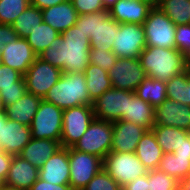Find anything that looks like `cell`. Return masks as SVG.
Masks as SVG:
<instances>
[{
  "label": "cell",
  "mask_w": 190,
  "mask_h": 190,
  "mask_svg": "<svg viewBox=\"0 0 190 190\" xmlns=\"http://www.w3.org/2000/svg\"><path fill=\"white\" fill-rule=\"evenodd\" d=\"M177 190H190V174L186 178L178 181Z\"/></svg>",
  "instance_id": "50"
},
{
  "label": "cell",
  "mask_w": 190,
  "mask_h": 190,
  "mask_svg": "<svg viewBox=\"0 0 190 190\" xmlns=\"http://www.w3.org/2000/svg\"><path fill=\"white\" fill-rule=\"evenodd\" d=\"M154 126L177 127L190 132V106L167 98L155 107Z\"/></svg>",
  "instance_id": "16"
},
{
  "label": "cell",
  "mask_w": 190,
  "mask_h": 190,
  "mask_svg": "<svg viewBox=\"0 0 190 190\" xmlns=\"http://www.w3.org/2000/svg\"><path fill=\"white\" fill-rule=\"evenodd\" d=\"M75 25L88 34L90 48L112 51L119 23L110 16L109 10L78 15Z\"/></svg>",
  "instance_id": "4"
},
{
  "label": "cell",
  "mask_w": 190,
  "mask_h": 190,
  "mask_svg": "<svg viewBox=\"0 0 190 190\" xmlns=\"http://www.w3.org/2000/svg\"><path fill=\"white\" fill-rule=\"evenodd\" d=\"M39 178V169L19 155L13 160L5 182L4 190H29Z\"/></svg>",
  "instance_id": "18"
},
{
  "label": "cell",
  "mask_w": 190,
  "mask_h": 190,
  "mask_svg": "<svg viewBox=\"0 0 190 190\" xmlns=\"http://www.w3.org/2000/svg\"><path fill=\"white\" fill-rule=\"evenodd\" d=\"M66 1L67 0H30V4L40 10H43Z\"/></svg>",
  "instance_id": "48"
},
{
  "label": "cell",
  "mask_w": 190,
  "mask_h": 190,
  "mask_svg": "<svg viewBox=\"0 0 190 190\" xmlns=\"http://www.w3.org/2000/svg\"><path fill=\"white\" fill-rule=\"evenodd\" d=\"M189 80V70L166 81L167 98L182 105L183 85Z\"/></svg>",
  "instance_id": "36"
},
{
  "label": "cell",
  "mask_w": 190,
  "mask_h": 190,
  "mask_svg": "<svg viewBox=\"0 0 190 190\" xmlns=\"http://www.w3.org/2000/svg\"><path fill=\"white\" fill-rule=\"evenodd\" d=\"M118 0H103L104 8L109 10Z\"/></svg>",
  "instance_id": "51"
},
{
  "label": "cell",
  "mask_w": 190,
  "mask_h": 190,
  "mask_svg": "<svg viewBox=\"0 0 190 190\" xmlns=\"http://www.w3.org/2000/svg\"><path fill=\"white\" fill-rule=\"evenodd\" d=\"M17 37L18 36L11 25L0 23V52L4 50L7 43L12 42Z\"/></svg>",
  "instance_id": "43"
},
{
  "label": "cell",
  "mask_w": 190,
  "mask_h": 190,
  "mask_svg": "<svg viewBox=\"0 0 190 190\" xmlns=\"http://www.w3.org/2000/svg\"><path fill=\"white\" fill-rule=\"evenodd\" d=\"M61 148L60 141L31 138L28 144L22 149L19 156L39 169Z\"/></svg>",
  "instance_id": "23"
},
{
  "label": "cell",
  "mask_w": 190,
  "mask_h": 190,
  "mask_svg": "<svg viewBox=\"0 0 190 190\" xmlns=\"http://www.w3.org/2000/svg\"><path fill=\"white\" fill-rule=\"evenodd\" d=\"M158 169L179 181L190 174V157L164 153Z\"/></svg>",
  "instance_id": "31"
},
{
  "label": "cell",
  "mask_w": 190,
  "mask_h": 190,
  "mask_svg": "<svg viewBox=\"0 0 190 190\" xmlns=\"http://www.w3.org/2000/svg\"><path fill=\"white\" fill-rule=\"evenodd\" d=\"M151 130L164 153H173L190 134L177 127L153 126Z\"/></svg>",
  "instance_id": "29"
},
{
  "label": "cell",
  "mask_w": 190,
  "mask_h": 190,
  "mask_svg": "<svg viewBox=\"0 0 190 190\" xmlns=\"http://www.w3.org/2000/svg\"><path fill=\"white\" fill-rule=\"evenodd\" d=\"M173 153L178 157H190V134Z\"/></svg>",
  "instance_id": "47"
},
{
  "label": "cell",
  "mask_w": 190,
  "mask_h": 190,
  "mask_svg": "<svg viewBox=\"0 0 190 190\" xmlns=\"http://www.w3.org/2000/svg\"><path fill=\"white\" fill-rule=\"evenodd\" d=\"M103 169L121 188L148 172L137 155L132 152L120 153L111 151L103 159Z\"/></svg>",
  "instance_id": "6"
},
{
  "label": "cell",
  "mask_w": 190,
  "mask_h": 190,
  "mask_svg": "<svg viewBox=\"0 0 190 190\" xmlns=\"http://www.w3.org/2000/svg\"><path fill=\"white\" fill-rule=\"evenodd\" d=\"M78 15L99 12L104 8L103 0H71Z\"/></svg>",
  "instance_id": "41"
},
{
  "label": "cell",
  "mask_w": 190,
  "mask_h": 190,
  "mask_svg": "<svg viewBox=\"0 0 190 190\" xmlns=\"http://www.w3.org/2000/svg\"><path fill=\"white\" fill-rule=\"evenodd\" d=\"M85 79L87 85V91L90 98L95 101L104 92L110 90L113 86L111 79L109 78L108 71L103 70L97 65L88 64L85 69Z\"/></svg>",
  "instance_id": "27"
},
{
  "label": "cell",
  "mask_w": 190,
  "mask_h": 190,
  "mask_svg": "<svg viewBox=\"0 0 190 190\" xmlns=\"http://www.w3.org/2000/svg\"><path fill=\"white\" fill-rule=\"evenodd\" d=\"M29 190H73L69 184H52L40 178L31 186Z\"/></svg>",
  "instance_id": "44"
},
{
  "label": "cell",
  "mask_w": 190,
  "mask_h": 190,
  "mask_svg": "<svg viewBox=\"0 0 190 190\" xmlns=\"http://www.w3.org/2000/svg\"><path fill=\"white\" fill-rule=\"evenodd\" d=\"M42 18L46 24L62 34L65 30L74 26L77 22L78 13L73 7L71 0L51 6L42 10Z\"/></svg>",
  "instance_id": "22"
},
{
  "label": "cell",
  "mask_w": 190,
  "mask_h": 190,
  "mask_svg": "<svg viewBox=\"0 0 190 190\" xmlns=\"http://www.w3.org/2000/svg\"><path fill=\"white\" fill-rule=\"evenodd\" d=\"M143 27L146 46L175 48L176 25L157 5L149 11Z\"/></svg>",
  "instance_id": "5"
},
{
  "label": "cell",
  "mask_w": 190,
  "mask_h": 190,
  "mask_svg": "<svg viewBox=\"0 0 190 190\" xmlns=\"http://www.w3.org/2000/svg\"><path fill=\"white\" fill-rule=\"evenodd\" d=\"M135 94L155 108L167 99L166 82L146 76Z\"/></svg>",
  "instance_id": "28"
},
{
  "label": "cell",
  "mask_w": 190,
  "mask_h": 190,
  "mask_svg": "<svg viewBox=\"0 0 190 190\" xmlns=\"http://www.w3.org/2000/svg\"><path fill=\"white\" fill-rule=\"evenodd\" d=\"M69 167V148L62 147L39 168V178L52 184H69Z\"/></svg>",
  "instance_id": "21"
},
{
  "label": "cell",
  "mask_w": 190,
  "mask_h": 190,
  "mask_svg": "<svg viewBox=\"0 0 190 190\" xmlns=\"http://www.w3.org/2000/svg\"><path fill=\"white\" fill-rule=\"evenodd\" d=\"M175 48L183 55L190 49V24L176 26Z\"/></svg>",
  "instance_id": "40"
},
{
  "label": "cell",
  "mask_w": 190,
  "mask_h": 190,
  "mask_svg": "<svg viewBox=\"0 0 190 190\" xmlns=\"http://www.w3.org/2000/svg\"><path fill=\"white\" fill-rule=\"evenodd\" d=\"M119 184L104 170L101 169L90 182L81 190H120Z\"/></svg>",
  "instance_id": "37"
},
{
  "label": "cell",
  "mask_w": 190,
  "mask_h": 190,
  "mask_svg": "<svg viewBox=\"0 0 190 190\" xmlns=\"http://www.w3.org/2000/svg\"><path fill=\"white\" fill-rule=\"evenodd\" d=\"M30 140L31 129L29 126L10 119H7L5 124L1 125L0 150L12 156H17Z\"/></svg>",
  "instance_id": "20"
},
{
  "label": "cell",
  "mask_w": 190,
  "mask_h": 190,
  "mask_svg": "<svg viewBox=\"0 0 190 190\" xmlns=\"http://www.w3.org/2000/svg\"><path fill=\"white\" fill-rule=\"evenodd\" d=\"M95 119L93 106L81 105L63 110L60 143L64 148L73 147Z\"/></svg>",
  "instance_id": "9"
},
{
  "label": "cell",
  "mask_w": 190,
  "mask_h": 190,
  "mask_svg": "<svg viewBox=\"0 0 190 190\" xmlns=\"http://www.w3.org/2000/svg\"><path fill=\"white\" fill-rule=\"evenodd\" d=\"M157 6L176 26L190 24V0H162Z\"/></svg>",
  "instance_id": "33"
},
{
  "label": "cell",
  "mask_w": 190,
  "mask_h": 190,
  "mask_svg": "<svg viewBox=\"0 0 190 190\" xmlns=\"http://www.w3.org/2000/svg\"><path fill=\"white\" fill-rule=\"evenodd\" d=\"M62 123L63 110L42 99L30 126L31 138L60 141Z\"/></svg>",
  "instance_id": "8"
},
{
  "label": "cell",
  "mask_w": 190,
  "mask_h": 190,
  "mask_svg": "<svg viewBox=\"0 0 190 190\" xmlns=\"http://www.w3.org/2000/svg\"><path fill=\"white\" fill-rule=\"evenodd\" d=\"M37 57L27 40L21 37L7 43L4 50L0 52L1 64L17 70L22 75L27 72Z\"/></svg>",
  "instance_id": "15"
},
{
  "label": "cell",
  "mask_w": 190,
  "mask_h": 190,
  "mask_svg": "<svg viewBox=\"0 0 190 190\" xmlns=\"http://www.w3.org/2000/svg\"><path fill=\"white\" fill-rule=\"evenodd\" d=\"M46 102L52 103L62 110L81 105H93L87 91L84 73H63L58 82L53 85L45 97Z\"/></svg>",
  "instance_id": "3"
},
{
  "label": "cell",
  "mask_w": 190,
  "mask_h": 190,
  "mask_svg": "<svg viewBox=\"0 0 190 190\" xmlns=\"http://www.w3.org/2000/svg\"><path fill=\"white\" fill-rule=\"evenodd\" d=\"M41 100L42 98L26 92L14 104L6 106L4 108V114L7 119L30 127Z\"/></svg>",
  "instance_id": "24"
},
{
  "label": "cell",
  "mask_w": 190,
  "mask_h": 190,
  "mask_svg": "<svg viewBox=\"0 0 190 190\" xmlns=\"http://www.w3.org/2000/svg\"><path fill=\"white\" fill-rule=\"evenodd\" d=\"M149 190H177L178 180L159 169L148 171Z\"/></svg>",
  "instance_id": "35"
},
{
  "label": "cell",
  "mask_w": 190,
  "mask_h": 190,
  "mask_svg": "<svg viewBox=\"0 0 190 190\" xmlns=\"http://www.w3.org/2000/svg\"><path fill=\"white\" fill-rule=\"evenodd\" d=\"M23 75L13 68L0 64V90L2 87L15 86Z\"/></svg>",
  "instance_id": "42"
},
{
  "label": "cell",
  "mask_w": 190,
  "mask_h": 190,
  "mask_svg": "<svg viewBox=\"0 0 190 190\" xmlns=\"http://www.w3.org/2000/svg\"><path fill=\"white\" fill-rule=\"evenodd\" d=\"M70 178L69 185L73 190H81L103 169V159L99 156L83 153L69 148Z\"/></svg>",
  "instance_id": "10"
},
{
  "label": "cell",
  "mask_w": 190,
  "mask_h": 190,
  "mask_svg": "<svg viewBox=\"0 0 190 190\" xmlns=\"http://www.w3.org/2000/svg\"><path fill=\"white\" fill-rule=\"evenodd\" d=\"M2 114H4V106H3L2 99L0 96V115H2Z\"/></svg>",
  "instance_id": "54"
},
{
  "label": "cell",
  "mask_w": 190,
  "mask_h": 190,
  "mask_svg": "<svg viewBox=\"0 0 190 190\" xmlns=\"http://www.w3.org/2000/svg\"><path fill=\"white\" fill-rule=\"evenodd\" d=\"M182 105L190 106V70H189V80L183 85Z\"/></svg>",
  "instance_id": "49"
},
{
  "label": "cell",
  "mask_w": 190,
  "mask_h": 190,
  "mask_svg": "<svg viewBox=\"0 0 190 190\" xmlns=\"http://www.w3.org/2000/svg\"><path fill=\"white\" fill-rule=\"evenodd\" d=\"M130 91L112 87L93 102L95 119L115 122L128 115Z\"/></svg>",
  "instance_id": "12"
},
{
  "label": "cell",
  "mask_w": 190,
  "mask_h": 190,
  "mask_svg": "<svg viewBox=\"0 0 190 190\" xmlns=\"http://www.w3.org/2000/svg\"><path fill=\"white\" fill-rule=\"evenodd\" d=\"M113 123L94 119L73 149L104 159L111 152Z\"/></svg>",
  "instance_id": "7"
},
{
  "label": "cell",
  "mask_w": 190,
  "mask_h": 190,
  "mask_svg": "<svg viewBox=\"0 0 190 190\" xmlns=\"http://www.w3.org/2000/svg\"><path fill=\"white\" fill-rule=\"evenodd\" d=\"M184 57H185L186 67H187L188 70H190V49L184 55Z\"/></svg>",
  "instance_id": "52"
},
{
  "label": "cell",
  "mask_w": 190,
  "mask_h": 190,
  "mask_svg": "<svg viewBox=\"0 0 190 190\" xmlns=\"http://www.w3.org/2000/svg\"><path fill=\"white\" fill-rule=\"evenodd\" d=\"M12 160V155L8 154L7 152H4L3 150H0V180L3 183L7 178Z\"/></svg>",
  "instance_id": "45"
},
{
  "label": "cell",
  "mask_w": 190,
  "mask_h": 190,
  "mask_svg": "<svg viewBox=\"0 0 190 190\" xmlns=\"http://www.w3.org/2000/svg\"><path fill=\"white\" fill-rule=\"evenodd\" d=\"M30 5V0H0V23L12 25Z\"/></svg>",
  "instance_id": "34"
},
{
  "label": "cell",
  "mask_w": 190,
  "mask_h": 190,
  "mask_svg": "<svg viewBox=\"0 0 190 190\" xmlns=\"http://www.w3.org/2000/svg\"><path fill=\"white\" fill-rule=\"evenodd\" d=\"M154 4L150 0H118L110 9V16L119 24L145 22Z\"/></svg>",
  "instance_id": "19"
},
{
  "label": "cell",
  "mask_w": 190,
  "mask_h": 190,
  "mask_svg": "<svg viewBox=\"0 0 190 190\" xmlns=\"http://www.w3.org/2000/svg\"><path fill=\"white\" fill-rule=\"evenodd\" d=\"M6 121L7 117L5 116V114L0 115V130H1V125L5 124Z\"/></svg>",
  "instance_id": "53"
},
{
  "label": "cell",
  "mask_w": 190,
  "mask_h": 190,
  "mask_svg": "<svg viewBox=\"0 0 190 190\" xmlns=\"http://www.w3.org/2000/svg\"><path fill=\"white\" fill-rule=\"evenodd\" d=\"M0 190H4L3 182L0 180Z\"/></svg>",
  "instance_id": "56"
},
{
  "label": "cell",
  "mask_w": 190,
  "mask_h": 190,
  "mask_svg": "<svg viewBox=\"0 0 190 190\" xmlns=\"http://www.w3.org/2000/svg\"><path fill=\"white\" fill-rule=\"evenodd\" d=\"M90 41L76 25L57 36L39 58L62 70V73H84L89 62Z\"/></svg>",
  "instance_id": "1"
},
{
  "label": "cell",
  "mask_w": 190,
  "mask_h": 190,
  "mask_svg": "<svg viewBox=\"0 0 190 190\" xmlns=\"http://www.w3.org/2000/svg\"><path fill=\"white\" fill-rule=\"evenodd\" d=\"M26 92V84L23 76L17 82H15V86L2 87L0 90V96L4 108L14 104L16 101L22 98Z\"/></svg>",
  "instance_id": "38"
},
{
  "label": "cell",
  "mask_w": 190,
  "mask_h": 190,
  "mask_svg": "<svg viewBox=\"0 0 190 190\" xmlns=\"http://www.w3.org/2000/svg\"><path fill=\"white\" fill-rule=\"evenodd\" d=\"M139 59L148 77L165 82L187 70L185 57L176 48L146 46Z\"/></svg>",
  "instance_id": "2"
},
{
  "label": "cell",
  "mask_w": 190,
  "mask_h": 190,
  "mask_svg": "<svg viewBox=\"0 0 190 190\" xmlns=\"http://www.w3.org/2000/svg\"><path fill=\"white\" fill-rule=\"evenodd\" d=\"M117 56L112 51L102 49H92L89 51V62L109 71L115 64Z\"/></svg>",
  "instance_id": "39"
},
{
  "label": "cell",
  "mask_w": 190,
  "mask_h": 190,
  "mask_svg": "<svg viewBox=\"0 0 190 190\" xmlns=\"http://www.w3.org/2000/svg\"><path fill=\"white\" fill-rule=\"evenodd\" d=\"M43 21L42 10L31 4L12 23L18 37L26 38Z\"/></svg>",
  "instance_id": "32"
},
{
  "label": "cell",
  "mask_w": 190,
  "mask_h": 190,
  "mask_svg": "<svg viewBox=\"0 0 190 190\" xmlns=\"http://www.w3.org/2000/svg\"><path fill=\"white\" fill-rule=\"evenodd\" d=\"M124 190H149L148 187V172L147 174L138 177L135 180L130 181L124 187Z\"/></svg>",
  "instance_id": "46"
},
{
  "label": "cell",
  "mask_w": 190,
  "mask_h": 190,
  "mask_svg": "<svg viewBox=\"0 0 190 190\" xmlns=\"http://www.w3.org/2000/svg\"><path fill=\"white\" fill-rule=\"evenodd\" d=\"M108 75L114 88L133 92L147 76L139 58H117Z\"/></svg>",
  "instance_id": "14"
},
{
  "label": "cell",
  "mask_w": 190,
  "mask_h": 190,
  "mask_svg": "<svg viewBox=\"0 0 190 190\" xmlns=\"http://www.w3.org/2000/svg\"><path fill=\"white\" fill-rule=\"evenodd\" d=\"M146 47L144 27L136 23L119 24L112 46L118 58H139Z\"/></svg>",
  "instance_id": "11"
},
{
  "label": "cell",
  "mask_w": 190,
  "mask_h": 190,
  "mask_svg": "<svg viewBox=\"0 0 190 190\" xmlns=\"http://www.w3.org/2000/svg\"><path fill=\"white\" fill-rule=\"evenodd\" d=\"M59 35L60 33L57 30L42 21L33 31H29V35L25 39L32 50L39 56Z\"/></svg>",
  "instance_id": "30"
},
{
  "label": "cell",
  "mask_w": 190,
  "mask_h": 190,
  "mask_svg": "<svg viewBox=\"0 0 190 190\" xmlns=\"http://www.w3.org/2000/svg\"><path fill=\"white\" fill-rule=\"evenodd\" d=\"M155 108L149 103L139 98L135 92L130 91V100H128V115L122 120L136 123L144 127L147 131L154 126Z\"/></svg>",
  "instance_id": "26"
},
{
  "label": "cell",
  "mask_w": 190,
  "mask_h": 190,
  "mask_svg": "<svg viewBox=\"0 0 190 190\" xmlns=\"http://www.w3.org/2000/svg\"><path fill=\"white\" fill-rule=\"evenodd\" d=\"M154 5H157L162 0H150Z\"/></svg>",
  "instance_id": "55"
},
{
  "label": "cell",
  "mask_w": 190,
  "mask_h": 190,
  "mask_svg": "<svg viewBox=\"0 0 190 190\" xmlns=\"http://www.w3.org/2000/svg\"><path fill=\"white\" fill-rule=\"evenodd\" d=\"M62 74L61 69L37 57L23 75L26 90L43 99L49 89L58 82Z\"/></svg>",
  "instance_id": "13"
},
{
  "label": "cell",
  "mask_w": 190,
  "mask_h": 190,
  "mask_svg": "<svg viewBox=\"0 0 190 190\" xmlns=\"http://www.w3.org/2000/svg\"><path fill=\"white\" fill-rule=\"evenodd\" d=\"M135 154L148 171L158 169L164 152L157 143L152 130H148L142 136Z\"/></svg>",
  "instance_id": "25"
},
{
  "label": "cell",
  "mask_w": 190,
  "mask_h": 190,
  "mask_svg": "<svg viewBox=\"0 0 190 190\" xmlns=\"http://www.w3.org/2000/svg\"><path fill=\"white\" fill-rule=\"evenodd\" d=\"M147 130L133 122H113L111 151L135 153L137 145Z\"/></svg>",
  "instance_id": "17"
}]
</instances>
